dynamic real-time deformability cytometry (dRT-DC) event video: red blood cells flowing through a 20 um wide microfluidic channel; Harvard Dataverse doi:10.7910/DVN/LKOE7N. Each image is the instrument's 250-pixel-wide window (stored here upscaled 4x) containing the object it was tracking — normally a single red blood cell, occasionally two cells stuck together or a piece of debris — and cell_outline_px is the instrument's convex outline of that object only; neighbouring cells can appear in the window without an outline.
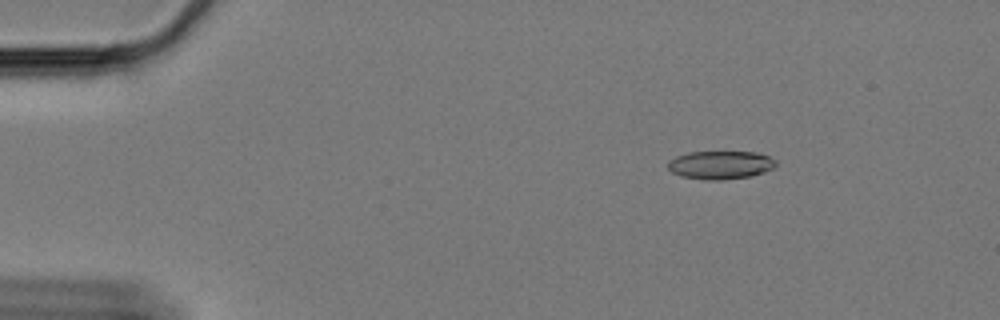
{"species": "Egyptian fruit bat (a non-hibernating species)", "species_latin": "Rousettus aegyptiacus", "temperature_condition": "cold", "stored_images_in_passage": 53, "camera_frame_rate_fps": 3000, "um_per_image_px": 0.085, "animal": {"sex": "female"}, "frame": {"image": 1, "passage_image": 2, "time_ms": 0.333, "image_size_px": [1000, 320], "cell_outline_px": [[776, 164], [772, 168], [764, 172], [748, 176], [720, 180], [704, 180], [680, 176], [672, 172], [668, 168], [668, 160], [676, 156], [688, 152], [756, 152], [768, 156], [776, 160]], "centroid_in_image_um": [61.2, 14.02], "position_along_channel_um": 23.8, "area_um2": 17.74}}
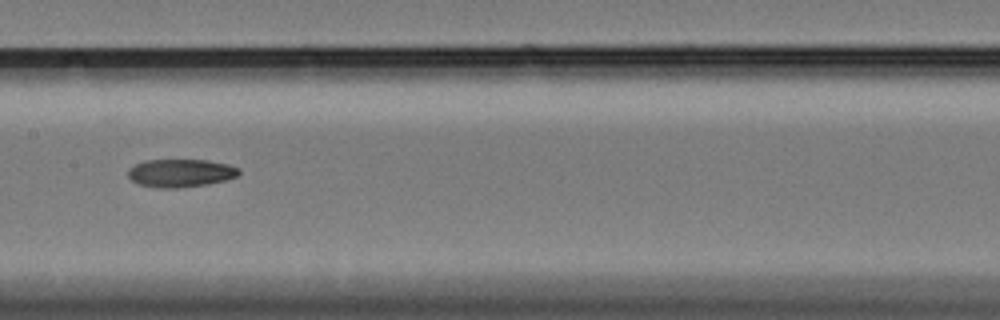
{"frame": {"image": 2, "passage_image": 24, "time_ms": 7.667, "image_size_px": [1000, 320], "cell_outline_px": [[240, 172], [236, 176], [224, 180], [208, 184], [176, 188], [156, 188], [140, 184], [132, 180], [128, 176], [128, 168], [144, 160], [208, 160], [228, 164], [240, 168]], "centroid_in_image_um": [15.34, 14.7], "position_along_channel_um": 192.1, "area_um2": 18.09}}
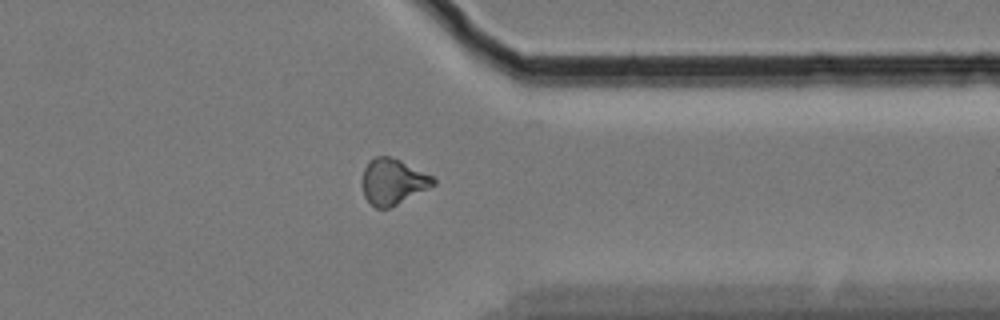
{"frame": {"image": 3, "passage_image": 41, "time_ms": 13.333, "image_size_px": [1000, 320], "cell_outline_px": [[436, 184], [388, 208], [376, 208], [364, 196], [360, 180], [364, 168], [376, 156], [388, 156], [400, 160], [432, 176], [436, 180]], "centroid_in_image_um": [33.36, 15.43], "position_along_channel_um": 378.0, "area_um2": 18.67}, "authors_computed_cell_mechanics": {"area_um2": 18.2648, "velocity_mm_per_s": 3.3448, "shape_relaxation_time_tau1_ms": 7.0093, "shape_relaxation_time_tau2_ms": 10.8863, "deformation_change_tau1": 0.1655, "deformation_change_tau2": 0.1804}}